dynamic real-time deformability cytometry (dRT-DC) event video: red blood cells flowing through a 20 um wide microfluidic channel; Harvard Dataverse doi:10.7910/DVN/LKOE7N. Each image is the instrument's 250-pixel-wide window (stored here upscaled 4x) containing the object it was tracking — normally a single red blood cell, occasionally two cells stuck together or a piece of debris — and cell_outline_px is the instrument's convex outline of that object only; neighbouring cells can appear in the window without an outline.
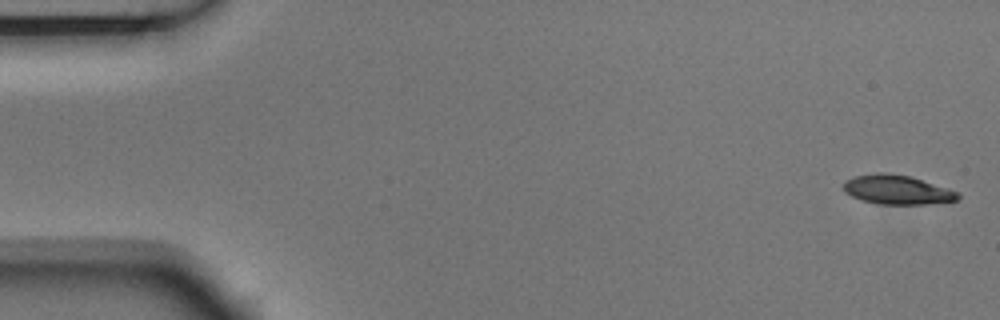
{"species": "Egyptian fruit bat (a non-hibernating species)", "species_latin": "Rousettus aegyptiacus", "temperature_condition": "room temperature", "stored_images_in_passage": 5, "camera_frame_rate_fps": 3000, "um_per_image_px": 0.085, "animal": {"sex": "male"}, "frame": {"image": 1, "passage_image": 1, "time_ms": 0.0, "image_size_px": [1000, 320], "cell_outline_px": [[960, 200], [928, 204], [880, 204], [860, 200], [844, 192], [844, 180], [856, 176], [876, 172], [888, 172], [908, 176], [948, 188], [960, 192]], "centroid_in_image_um": [76.26, 16.13], "position_along_channel_um": 8.7, "area_um2": 19.59}}
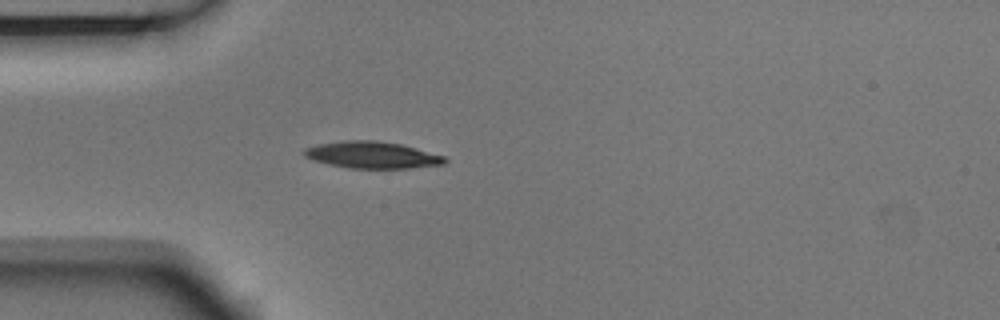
{"frame": {"image": 2, "passage_image": 5, "time_ms": 1.333, "image_size_px": [1000, 320], "cell_outline_px": [[448, 160], [444, 164], [412, 168], [348, 168], [328, 164], [312, 160], [304, 156], [304, 148], [316, 144], [344, 140], [376, 140], [400, 144], [444, 156]], "centroid_in_image_um": [31.59, 13.17], "position_along_channel_um": 53.4, "area_um2": 21.96}}